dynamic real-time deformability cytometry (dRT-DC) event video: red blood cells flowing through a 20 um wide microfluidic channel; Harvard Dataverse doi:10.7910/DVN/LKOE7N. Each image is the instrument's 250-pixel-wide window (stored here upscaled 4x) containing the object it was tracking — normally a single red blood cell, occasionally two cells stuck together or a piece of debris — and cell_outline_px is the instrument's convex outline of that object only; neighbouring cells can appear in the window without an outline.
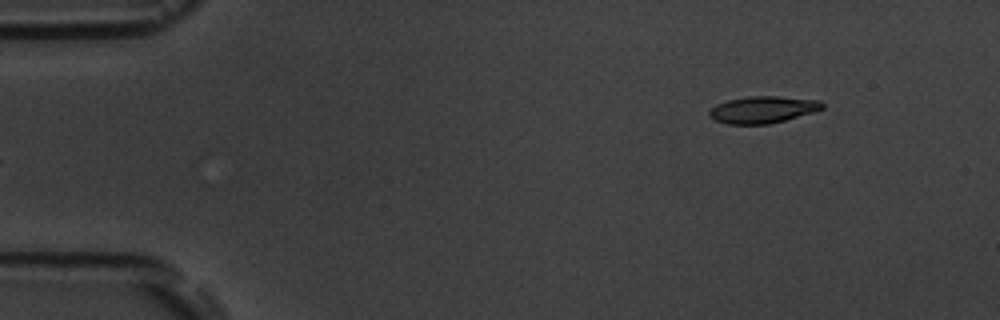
{"species": "common noctule bat (a hibernating species)", "species_latin": "Nyctalus noctula", "temperature_condition": "room temperature", "stored_images_in_passage": 5, "segment_of_instrument_passage": [2, 2], "camera_frame_rate_fps": 3000, "um_per_image_px": 0.085, "animal": {"sex": "male", "body_mass_g": 19.5, "forearm_length_mm": 54.6}, "frame": {"image": 1, "passage_image": 5, "time_ms": 5.333, "image_size_px": [1000, 320], "cell_outline_px": [[824, 108], [816, 112], [768, 124], [728, 124], [716, 120], [708, 116], [708, 112], [716, 104], [728, 100], [748, 96], [776, 96], [820, 100], [824, 104]], "centroid_in_image_um": [64.86, 9.31], "position_along_channel_um": 20.1, "area_um2": 17.74}}